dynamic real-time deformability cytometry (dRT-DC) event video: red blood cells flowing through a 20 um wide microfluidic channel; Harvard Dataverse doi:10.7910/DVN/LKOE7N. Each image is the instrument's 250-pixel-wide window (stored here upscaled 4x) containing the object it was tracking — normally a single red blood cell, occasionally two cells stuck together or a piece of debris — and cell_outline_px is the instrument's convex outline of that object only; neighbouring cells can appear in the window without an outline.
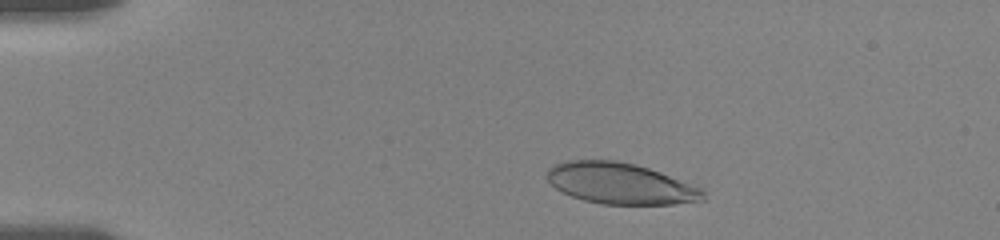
{"species": "human", "species_latin": "Homo sapiens", "temperature_condition": "room temperature", "stored_images_in_passage": 43, "camera_frame_rate_fps": 3000, "um_per_image_px": 0.085, "donor": {"sex": "female"}, "frame": {"image": 1, "passage_image": 6, "time_ms": 1.667, "image_size_px": [1000, 240], "cell_outline_px": [[704, 200], [672, 204], [600, 204], [584, 200], [572, 196], [556, 188], [548, 180], [548, 168], [556, 164], [568, 160], [616, 160], [636, 164], [660, 172], [700, 188], [704, 192]], "centroid_in_image_um": [52.72, 15.59], "position_along_channel_um": 32.3, "area_um2": 36.99}}
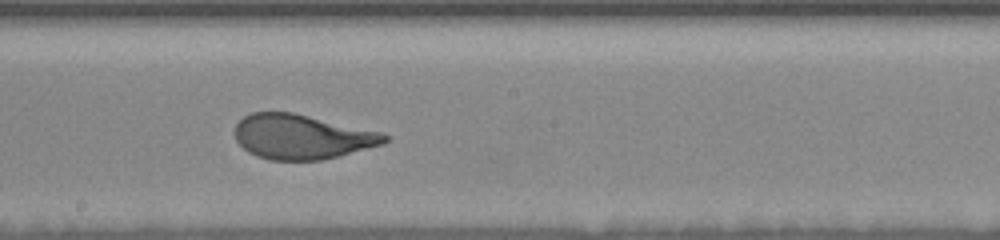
{"frame": {"image": 2, "passage_image": 27, "time_ms": 8.667, "image_size_px": [1000, 240], "cell_outline_px": [[388, 140], [384, 144], [320, 160], [268, 160], [256, 156], [248, 152], [236, 140], [236, 124], [244, 116], [252, 112], [292, 112], [384, 132], [388, 136]], "centroid_in_image_um": [25.67, 11.62], "position_along_channel_um": 222.5, "area_um2": 38.9}}
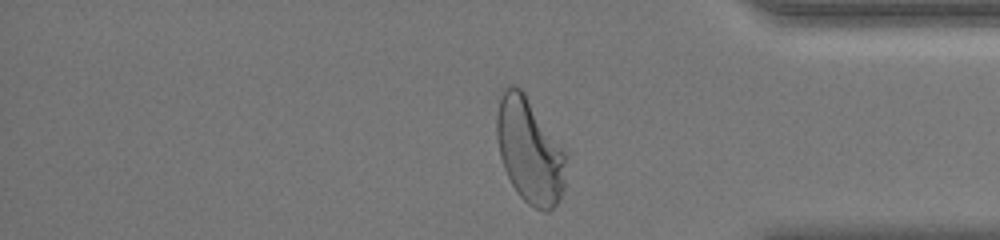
{"frame": {"image": 3, "passage_image": 42, "time_ms": 13.667, "image_size_px": [1000, 240], "cell_outline_px": [[564, 188], [560, 200], [548, 212], [536, 208], [528, 204], [516, 192], [504, 168], [500, 156], [496, 136], [496, 96], [500, 88], [508, 84], [512, 84], [520, 88], [524, 92], [564, 152]], "centroid_in_image_um": [44.93, 12.75], "position_along_channel_um": 390.3, "area_um2": 42.37}, "authors_computed_cell_mechanics": {"area_um2": 39.5352, "velocity_mm_per_s": 3.5919, "shape_relaxation_time_tau1_ms": 4.4682, "shape_relaxation_time_tau2_ms": null, "deformation_change_tau1": 0.1934, "deformation_change_tau2": null}}